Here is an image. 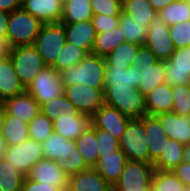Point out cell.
I'll list each match as a JSON object with an SVG mask.
<instances>
[{
    "mask_svg": "<svg viewBox=\"0 0 190 191\" xmlns=\"http://www.w3.org/2000/svg\"><path fill=\"white\" fill-rule=\"evenodd\" d=\"M41 145L44 159L56 161L68 176L90 168L79 153L75 140L52 132Z\"/></svg>",
    "mask_w": 190,
    "mask_h": 191,
    "instance_id": "cell-1",
    "label": "cell"
},
{
    "mask_svg": "<svg viewBox=\"0 0 190 191\" xmlns=\"http://www.w3.org/2000/svg\"><path fill=\"white\" fill-rule=\"evenodd\" d=\"M105 57L90 53L77 65L65 68L60 73L63 86L84 84L88 87L104 89Z\"/></svg>",
    "mask_w": 190,
    "mask_h": 191,
    "instance_id": "cell-2",
    "label": "cell"
},
{
    "mask_svg": "<svg viewBox=\"0 0 190 191\" xmlns=\"http://www.w3.org/2000/svg\"><path fill=\"white\" fill-rule=\"evenodd\" d=\"M104 104L118 109L131 119H140L147 114L145 96L139 88L104 86Z\"/></svg>",
    "mask_w": 190,
    "mask_h": 191,
    "instance_id": "cell-3",
    "label": "cell"
},
{
    "mask_svg": "<svg viewBox=\"0 0 190 191\" xmlns=\"http://www.w3.org/2000/svg\"><path fill=\"white\" fill-rule=\"evenodd\" d=\"M43 23L22 7L9 13L7 39L12 47L33 45Z\"/></svg>",
    "mask_w": 190,
    "mask_h": 191,
    "instance_id": "cell-4",
    "label": "cell"
},
{
    "mask_svg": "<svg viewBox=\"0 0 190 191\" xmlns=\"http://www.w3.org/2000/svg\"><path fill=\"white\" fill-rule=\"evenodd\" d=\"M66 33L61 22L43 23L33 46L46 66H52L66 43Z\"/></svg>",
    "mask_w": 190,
    "mask_h": 191,
    "instance_id": "cell-5",
    "label": "cell"
},
{
    "mask_svg": "<svg viewBox=\"0 0 190 191\" xmlns=\"http://www.w3.org/2000/svg\"><path fill=\"white\" fill-rule=\"evenodd\" d=\"M145 137L143 117L131 119L118 140L119 149L126 155L127 160L154 164L149 158V149Z\"/></svg>",
    "mask_w": 190,
    "mask_h": 191,
    "instance_id": "cell-6",
    "label": "cell"
},
{
    "mask_svg": "<svg viewBox=\"0 0 190 191\" xmlns=\"http://www.w3.org/2000/svg\"><path fill=\"white\" fill-rule=\"evenodd\" d=\"M9 57L24 88L46 67L33 45L12 47Z\"/></svg>",
    "mask_w": 190,
    "mask_h": 191,
    "instance_id": "cell-7",
    "label": "cell"
},
{
    "mask_svg": "<svg viewBox=\"0 0 190 191\" xmlns=\"http://www.w3.org/2000/svg\"><path fill=\"white\" fill-rule=\"evenodd\" d=\"M154 170L150 163L127 160L113 191H150Z\"/></svg>",
    "mask_w": 190,
    "mask_h": 191,
    "instance_id": "cell-8",
    "label": "cell"
},
{
    "mask_svg": "<svg viewBox=\"0 0 190 191\" xmlns=\"http://www.w3.org/2000/svg\"><path fill=\"white\" fill-rule=\"evenodd\" d=\"M25 90L40 104L64 94L60 73L52 66H46Z\"/></svg>",
    "mask_w": 190,
    "mask_h": 191,
    "instance_id": "cell-9",
    "label": "cell"
},
{
    "mask_svg": "<svg viewBox=\"0 0 190 191\" xmlns=\"http://www.w3.org/2000/svg\"><path fill=\"white\" fill-rule=\"evenodd\" d=\"M170 36L169 26L157 14L148 26L144 45L158 60H169L176 49Z\"/></svg>",
    "mask_w": 190,
    "mask_h": 191,
    "instance_id": "cell-10",
    "label": "cell"
},
{
    "mask_svg": "<svg viewBox=\"0 0 190 191\" xmlns=\"http://www.w3.org/2000/svg\"><path fill=\"white\" fill-rule=\"evenodd\" d=\"M64 95L80 113L85 115L92 116L104 105V89L76 84L64 86Z\"/></svg>",
    "mask_w": 190,
    "mask_h": 191,
    "instance_id": "cell-11",
    "label": "cell"
},
{
    "mask_svg": "<svg viewBox=\"0 0 190 191\" xmlns=\"http://www.w3.org/2000/svg\"><path fill=\"white\" fill-rule=\"evenodd\" d=\"M5 159L24 176L41 159H44L42 145L27 139L18 145L8 146Z\"/></svg>",
    "mask_w": 190,
    "mask_h": 191,
    "instance_id": "cell-12",
    "label": "cell"
},
{
    "mask_svg": "<svg viewBox=\"0 0 190 191\" xmlns=\"http://www.w3.org/2000/svg\"><path fill=\"white\" fill-rule=\"evenodd\" d=\"M165 82L171 86L190 84V46L175 49L164 61Z\"/></svg>",
    "mask_w": 190,
    "mask_h": 191,
    "instance_id": "cell-13",
    "label": "cell"
},
{
    "mask_svg": "<svg viewBox=\"0 0 190 191\" xmlns=\"http://www.w3.org/2000/svg\"><path fill=\"white\" fill-rule=\"evenodd\" d=\"M27 178L51 186L67 190L69 176L58 167L56 161L49 159L39 160L26 175Z\"/></svg>",
    "mask_w": 190,
    "mask_h": 191,
    "instance_id": "cell-14",
    "label": "cell"
},
{
    "mask_svg": "<svg viewBox=\"0 0 190 191\" xmlns=\"http://www.w3.org/2000/svg\"><path fill=\"white\" fill-rule=\"evenodd\" d=\"M131 118L125 116L118 109L104 104L92 115V125L95 128L109 132L116 139H120Z\"/></svg>",
    "mask_w": 190,
    "mask_h": 191,
    "instance_id": "cell-15",
    "label": "cell"
},
{
    "mask_svg": "<svg viewBox=\"0 0 190 191\" xmlns=\"http://www.w3.org/2000/svg\"><path fill=\"white\" fill-rule=\"evenodd\" d=\"M5 114L30 122L39 112L40 104L25 90L3 100Z\"/></svg>",
    "mask_w": 190,
    "mask_h": 191,
    "instance_id": "cell-16",
    "label": "cell"
},
{
    "mask_svg": "<svg viewBox=\"0 0 190 191\" xmlns=\"http://www.w3.org/2000/svg\"><path fill=\"white\" fill-rule=\"evenodd\" d=\"M92 126V116L57 115L53 120V132L60 136L76 140L84 131Z\"/></svg>",
    "mask_w": 190,
    "mask_h": 191,
    "instance_id": "cell-17",
    "label": "cell"
},
{
    "mask_svg": "<svg viewBox=\"0 0 190 191\" xmlns=\"http://www.w3.org/2000/svg\"><path fill=\"white\" fill-rule=\"evenodd\" d=\"M146 131V143L149 149V158L155 163L164 151L165 139H168L159 119L153 115L143 116Z\"/></svg>",
    "mask_w": 190,
    "mask_h": 191,
    "instance_id": "cell-18",
    "label": "cell"
},
{
    "mask_svg": "<svg viewBox=\"0 0 190 191\" xmlns=\"http://www.w3.org/2000/svg\"><path fill=\"white\" fill-rule=\"evenodd\" d=\"M66 191H113V186L93 168H88L69 176Z\"/></svg>",
    "mask_w": 190,
    "mask_h": 191,
    "instance_id": "cell-19",
    "label": "cell"
},
{
    "mask_svg": "<svg viewBox=\"0 0 190 191\" xmlns=\"http://www.w3.org/2000/svg\"><path fill=\"white\" fill-rule=\"evenodd\" d=\"M63 25L68 43L93 53L96 31L91 20Z\"/></svg>",
    "mask_w": 190,
    "mask_h": 191,
    "instance_id": "cell-20",
    "label": "cell"
},
{
    "mask_svg": "<svg viewBox=\"0 0 190 191\" xmlns=\"http://www.w3.org/2000/svg\"><path fill=\"white\" fill-rule=\"evenodd\" d=\"M168 138L188 145L190 144V122L187 117L174 112H166L156 115Z\"/></svg>",
    "mask_w": 190,
    "mask_h": 191,
    "instance_id": "cell-21",
    "label": "cell"
},
{
    "mask_svg": "<svg viewBox=\"0 0 190 191\" xmlns=\"http://www.w3.org/2000/svg\"><path fill=\"white\" fill-rule=\"evenodd\" d=\"M98 156V160L92 168L113 186L122 174L127 162L126 155L119 149L112 154Z\"/></svg>",
    "mask_w": 190,
    "mask_h": 191,
    "instance_id": "cell-22",
    "label": "cell"
},
{
    "mask_svg": "<svg viewBox=\"0 0 190 191\" xmlns=\"http://www.w3.org/2000/svg\"><path fill=\"white\" fill-rule=\"evenodd\" d=\"M21 7L42 23H57L62 17L63 5L59 0H25Z\"/></svg>",
    "mask_w": 190,
    "mask_h": 191,
    "instance_id": "cell-23",
    "label": "cell"
},
{
    "mask_svg": "<svg viewBox=\"0 0 190 191\" xmlns=\"http://www.w3.org/2000/svg\"><path fill=\"white\" fill-rule=\"evenodd\" d=\"M173 103L172 86L166 82L145 96L147 115L156 116L161 113L172 112Z\"/></svg>",
    "mask_w": 190,
    "mask_h": 191,
    "instance_id": "cell-24",
    "label": "cell"
},
{
    "mask_svg": "<svg viewBox=\"0 0 190 191\" xmlns=\"http://www.w3.org/2000/svg\"><path fill=\"white\" fill-rule=\"evenodd\" d=\"M25 91L17 76L10 57L0 58V97L2 100Z\"/></svg>",
    "mask_w": 190,
    "mask_h": 191,
    "instance_id": "cell-25",
    "label": "cell"
},
{
    "mask_svg": "<svg viewBox=\"0 0 190 191\" xmlns=\"http://www.w3.org/2000/svg\"><path fill=\"white\" fill-rule=\"evenodd\" d=\"M104 86H130L138 88L140 85V69L130 66L122 69L113 65H105Z\"/></svg>",
    "mask_w": 190,
    "mask_h": 191,
    "instance_id": "cell-26",
    "label": "cell"
},
{
    "mask_svg": "<svg viewBox=\"0 0 190 191\" xmlns=\"http://www.w3.org/2000/svg\"><path fill=\"white\" fill-rule=\"evenodd\" d=\"M140 69L139 90L144 96L154 88L165 83L164 61L158 60L154 64H144Z\"/></svg>",
    "mask_w": 190,
    "mask_h": 191,
    "instance_id": "cell-27",
    "label": "cell"
},
{
    "mask_svg": "<svg viewBox=\"0 0 190 191\" xmlns=\"http://www.w3.org/2000/svg\"><path fill=\"white\" fill-rule=\"evenodd\" d=\"M185 145L171 138L165 139L164 151L153 164L154 169L163 171L174 170L182 161Z\"/></svg>",
    "mask_w": 190,
    "mask_h": 191,
    "instance_id": "cell-28",
    "label": "cell"
},
{
    "mask_svg": "<svg viewBox=\"0 0 190 191\" xmlns=\"http://www.w3.org/2000/svg\"><path fill=\"white\" fill-rule=\"evenodd\" d=\"M2 135L8 146L18 145L29 139V123L5 114Z\"/></svg>",
    "mask_w": 190,
    "mask_h": 191,
    "instance_id": "cell-29",
    "label": "cell"
},
{
    "mask_svg": "<svg viewBox=\"0 0 190 191\" xmlns=\"http://www.w3.org/2000/svg\"><path fill=\"white\" fill-rule=\"evenodd\" d=\"M93 12L91 0H69L62 8V24L91 20Z\"/></svg>",
    "mask_w": 190,
    "mask_h": 191,
    "instance_id": "cell-30",
    "label": "cell"
},
{
    "mask_svg": "<svg viewBox=\"0 0 190 191\" xmlns=\"http://www.w3.org/2000/svg\"><path fill=\"white\" fill-rule=\"evenodd\" d=\"M118 26L126 42L138 45L145 44L148 26L142 24V22L135 21L132 17L123 12L120 14Z\"/></svg>",
    "mask_w": 190,
    "mask_h": 191,
    "instance_id": "cell-31",
    "label": "cell"
},
{
    "mask_svg": "<svg viewBox=\"0 0 190 191\" xmlns=\"http://www.w3.org/2000/svg\"><path fill=\"white\" fill-rule=\"evenodd\" d=\"M122 12L146 26L158 14L149 0H122Z\"/></svg>",
    "mask_w": 190,
    "mask_h": 191,
    "instance_id": "cell-32",
    "label": "cell"
},
{
    "mask_svg": "<svg viewBox=\"0 0 190 191\" xmlns=\"http://www.w3.org/2000/svg\"><path fill=\"white\" fill-rule=\"evenodd\" d=\"M139 46L140 45L135 43L123 42L105 57L106 65H113L122 69H127L132 66Z\"/></svg>",
    "mask_w": 190,
    "mask_h": 191,
    "instance_id": "cell-33",
    "label": "cell"
},
{
    "mask_svg": "<svg viewBox=\"0 0 190 191\" xmlns=\"http://www.w3.org/2000/svg\"><path fill=\"white\" fill-rule=\"evenodd\" d=\"M79 153L84 158L85 163L92 168L98 160V146L96 131L90 127L84 131L76 140Z\"/></svg>",
    "mask_w": 190,
    "mask_h": 191,
    "instance_id": "cell-34",
    "label": "cell"
},
{
    "mask_svg": "<svg viewBox=\"0 0 190 191\" xmlns=\"http://www.w3.org/2000/svg\"><path fill=\"white\" fill-rule=\"evenodd\" d=\"M123 42L125 40L119 26L108 32L96 33L93 54L106 57Z\"/></svg>",
    "mask_w": 190,
    "mask_h": 191,
    "instance_id": "cell-35",
    "label": "cell"
},
{
    "mask_svg": "<svg viewBox=\"0 0 190 191\" xmlns=\"http://www.w3.org/2000/svg\"><path fill=\"white\" fill-rule=\"evenodd\" d=\"M158 15L168 26L187 22L190 20V1L175 0L158 12Z\"/></svg>",
    "mask_w": 190,
    "mask_h": 191,
    "instance_id": "cell-36",
    "label": "cell"
},
{
    "mask_svg": "<svg viewBox=\"0 0 190 191\" xmlns=\"http://www.w3.org/2000/svg\"><path fill=\"white\" fill-rule=\"evenodd\" d=\"M40 111L52 121L57 117V115H83L77 110L73 103L66 98L64 94L51 99L45 104H42L40 106Z\"/></svg>",
    "mask_w": 190,
    "mask_h": 191,
    "instance_id": "cell-37",
    "label": "cell"
},
{
    "mask_svg": "<svg viewBox=\"0 0 190 191\" xmlns=\"http://www.w3.org/2000/svg\"><path fill=\"white\" fill-rule=\"evenodd\" d=\"M24 178L6 159L0 162V191H21Z\"/></svg>",
    "mask_w": 190,
    "mask_h": 191,
    "instance_id": "cell-38",
    "label": "cell"
},
{
    "mask_svg": "<svg viewBox=\"0 0 190 191\" xmlns=\"http://www.w3.org/2000/svg\"><path fill=\"white\" fill-rule=\"evenodd\" d=\"M184 187L173 171L154 170L150 191H184Z\"/></svg>",
    "mask_w": 190,
    "mask_h": 191,
    "instance_id": "cell-39",
    "label": "cell"
},
{
    "mask_svg": "<svg viewBox=\"0 0 190 191\" xmlns=\"http://www.w3.org/2000/svg\"><path fill=\"white\" fill-rule=\"evenodd\" d=\"M88 54L86 50L66 42L52 67L61 71L72 65H77Z\"/></svg>",
    "mask_w": 190,
    "mask_h": 191,
    "instance_id": "cell-40",
    "label": "cell"
},
{
    "mask_svg": "<svg viewBox=\"0 0 190 191\" xmlns=\"http://www.w3.org/2000/svg\"><path fill=\"white\" fill-rule=\"evenodd\" d=\"M53 132V121L41 111L29 122V139L42 143Z\"/></svg>",
    "mask_w": 190,
    "mask_h": 191,
    "instance_id": "cell-41",
    "label": "cell"
},
{
    "mask_svg": "<svg viewBox=\"0 0 190 191\" xmlns=\"http://www.w3.org/2000/svg\"><path fill=\"white\" fill-rule=\"evenodd\" d=\"M173 110L180 116L187 117L190 113V84L172 86Z\"/></svg>",
    "mask_w": 190,
    "mask_h": 191,
    "instance_id": "cell-42",
    "label": "cell"
},
{
    "mask_svg": "<svg viewBox=\"0 0 190 191\" xmlns=\"http://www.w3.org/2000/svg\"><path fill=\"white\" fill-rule=\"evenodd\" d=\"M93 15L120 17L122 0H91Z\"/></svg>",
    "mask_w": 190,
    "mask_h": 191,
    "instance_id": "cell-43",
    "label": "cell"
},
{
    "mask_svg": "<svg viewBox=\"0 0 190 191\" xmlns=\"http://www.w3.org/2000/svg\"><path fill=\"white\" fill-rule=\"evenodd\" d=\"M96 131L98 155H108L119 150V141L109 132L91 126Z\"/></svg>",
    "mask_w": 190,
    "mask_h": 191,
    "instance_id": "cell-44",
    "label": "cell"
},
{
    "mask_svg": "<svg viewBox=\"0 0 190 191\" xmlns=\"http://www.w3.org/2000/svg\"><path fill=\"white\" fill-rule=\"evenodd\" d=\"M169 32L176 49L190 46V20L169 26Z\"/></svg>",
    "mask_w": 190,
    "mask_h": 191,
    "instance_id": "cell-45",
    "label": "cell"
},
{
    "mask_svg": "<svg viewBox=\"0 0 190 191\" xmlns=\"http://www.w3.org/2000/svg\"><path fill=\"white\" fill-rule=\"evenodd\" d=\"M120 17L93 15L91 21L96 33L108 32L118 27Z\"/></svg>",
    "mask_w": 190,
    "mask_h": 191,
    "instance_id": "cell-46",
    "label": "cell"
},
{
    "mask_svg": "<svg viewBox=\"0 0 190 191\" xmlns=\"http://www.w3.org/2000/svg\"><path fill=\"white\" fill-rule=\"evenodd\" d=\"M158 59L152 51L145 45H140L134 57L132 66L141 68L144 64H154Z\"/></svg>",
    "mask_w": 190,
    "mask_h": 191,
    "instance_id": "cell-47",
    "label": "cell"
},
{
    "mask_svg": "<svg viewBox=\"0 0 190 191\" xmlns=\"http://www.w3.org/2000/svg\"><path fill=\"white\" fill-rule=\"evenodd\" d=\"M21 191H63L60 188L43 184L42 182H35L25 176Z\"/></svg>",
    "mask_w": 190,
    "mask_h": 191,
    "instance_id": "cell-48",
    "label": "cell"
},
{
    "mask_svg": "<svg viewBox=\"0 0 190 191\" xmlns=\"http://www.w3.org/2000/svg\"><path fill=\"white\" fill-rule=\"evenodd\" d=\"M172 171L186 187H190V164L188 162L182 161Z\"/></svg>",
    "mask_w": 190,
    "mask_h": 191,
    "instance_id": "cell-49",
    "label": "cell"
},
{
    "mask_svg": "<svg viewBox=\"0 0 190 191\" xmlns=\"http://www.w3.org/2000/svg\"><path fill=\"white\" fill-rule=\"evenodd\" d=\"M21 5L16 0H0V10L11 13L18 9Z\"/></svg>",
    "mask_w": 190,
    "mask_h": 191,
    "instance_id": "cell-50",
    "label": "cell"
},
{
    "mask_svg": "<svg viewBox=\"0 0 190 191\" xmlns=\"http://www.w3.org/2000/svg\"><path fill=\"white\" fill-rule=\"evenodd\" d=\"M11 50L12 46L10 45L9 40L4 36H0V58L8 57Z\"/></svg>",
    "mask_w": 190,
    "mask_h": 191,
    "instance_id": "cell-51",
    "label": "cell"
},
{
    "mask_svg": "<svg viewBox=\"0 0 190 191\" xmlns=\"http://www.w3.org/2000/svg\"><path fill=\"white\" fill-rule=\"evenodd\" d=\"M9 13L0 10V36L7 38Z\"/></svg>",
    "mask_w": 190,
    "mask_h": 191,
    "instance_id": "cell-52",
    "label": "cell"
},
{
    "mask_svg": "<svg viewBox=\"0 0 190 191\" xmlns=\"http://www.w3.org/2000/svg\"><path fill=\"white\" fill-rule=\"evenodd\" d=\"M174 1L175 0H149L157 13Z\"/></svg>",
    "mask_w": 190,
    "mask_h": 191,
    "instance_id": "cell-53",
    "label": "cell"
},
{
    "mask_svg": "<svg viewBox=\"0 0 190 191\" xmlns=\"http://www.w3.org/2000/svg\"><path fill=\"white\" fill-rule=\"evenodd\" d=\"M7 143L2 134H0V162L5 159L6 151H7Z\"/></svg>",
    "mask_w": 190,
    "mask_h": 191,
    "instance_id": "cell-54",
    "label": "cell"
},
{
    "mask_svg": "<svg viewBox=\"0 0 190 191\" xmlns=\"http://www.w3.org/2000/svg\"><path fill=\"white\" fill-rule=\"evenodd\" d=\"M4 117H5V109L3 104H0V134H2L3 130Z\"/></svg>",
    "mask_w": 190,
    "mask_h": 191,
    "instance_id": "cell-55",
    "label": "cell"
},
{
    "mask_svg": "<svg viewBox=\"0 0 190 191\" xmlns=\"http://www.w3.org/2000/svg\"><path fill=\"white\" fill-rule=\"evenodd\" d=\"M183 161L190 164V144L185 145L184 147Z\"/></svg>",
    "mask_w": 190,
    "mask_h": 191,
    "instance_id": "cell-56",
    "label": "cell"
},
{
    "mask_svg": "<svg viewBox=\"0 0 190 191\" xmlns=\"http://www.w3.org/2000/svg\"><path fill=\"white\" fill-rule=\"evenodd\" d=\"M62 5L66 4L69 0H59Z\"/></svg>",
    "mask_w": 190,
    "mask_h": 191,
    "instance_id": "cell-57",
    "label": "cell"
},
{
    "mask_svg": "<svg viewBox=\"0 0 190 191\" xmlns=\"http://www.w3.org/2000/svg\"><path fill=\"white\" fill-rule=\"evenodd\" d=\"M20 5L25 1V0H16Z\"/></svg>",
    "mask_w": 190,
    "mask_h": 191,
    "instance_id": "cell-58",
    "label": "cell"
},
{
    "mask_svg": "<svg viewBox=\"0 0 190 191\" xmlns=\"http://www.w3.org/2000/svg\"><path fill=\"white\" fill-rule=\"evenodd\" d=\"M184 191H190V187H184Z\"/></svg>",
    "mask_w": 190,
    "mask_h": 191,
    "instance_id": "cell-59",
    "label": "cell"
},
{
    "mask_svg": "<svg viewBox=\"0 0 190 191\" xmlns=\"http://www.w3.org/2000/svg\"><path fill=\"white\" fill-rule=\"evenodd\" d=\"M0 104H3V100L1 99V97H0Z\"/></svg>",
    "mask_w": 190,
    "mask_h": 191,
    "instance_id": "cell-60",
    "label": "cell"
},
{
    "mask_svg": "<svg viewBox=\"0 0 190 191\" xmlns=\"http://www.w3.org/2000/svg\"><path fill=\"white\" fill-rule=\"evenodd\" d=\"M187 118L189 119V122H190V113L188 114Z\"/></svg>",
    "mask_w": 190,
    "mask_h": 191,
    "instance_id": "cell-61",
    "label": "cell"
}]
</instances>
